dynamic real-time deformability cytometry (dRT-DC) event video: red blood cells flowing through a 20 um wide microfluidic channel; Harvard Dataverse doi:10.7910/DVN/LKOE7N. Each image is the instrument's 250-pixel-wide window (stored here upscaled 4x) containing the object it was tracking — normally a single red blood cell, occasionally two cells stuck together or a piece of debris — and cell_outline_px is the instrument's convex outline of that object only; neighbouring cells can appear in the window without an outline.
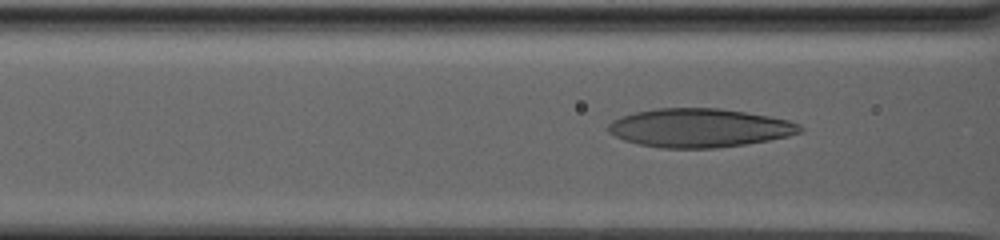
{"species": "human", "species_latin": "Homo sapiens", "temperature_condition": "warm", "stored_images_in_passage": 30, "camera_frame_rate_fps": 3000, "um_per_image_px": 0.085, "donor": {"sex": "male"}, "frame": {"image": 1, "passage_image": 6, "time_ms": 1.667, "image_size_px": [1000, 240], "cell_outline_px": [[804, 132], [788, 136], [768, 140], [744, 144], [716, 148], [664, 148], [640, 144], [624, 140], [608, 132], [608, 124], [612, 120], [620, 116], [636, 112], [656, 108], [720, 108], [768, 116], [788, 120], [800, 124], [804, 128]], "centroid_in_image_um": [59.46, 10.87], "position_along_channel_um": 107.1, "area_um2": 43.18}}
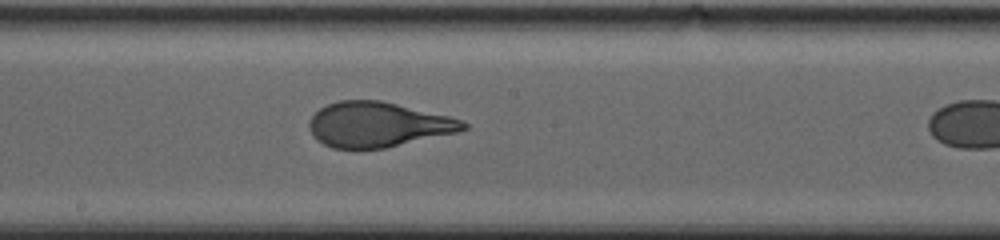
{"frame": {"image": 2, "passage_image": 19, "time_ms": 6.0, "image_size_px": [1000, 240], "cell_outline_px": [[468, 128], [456, 132], [384, 148], [332, 148], [316, 140], [312, 136], [308, 128], [308, 120], [320, 108], [328, 104], [340, 100], [380, 100], [448, 116], [464, 120], [468, 124]], "centroid_in_image_um": [32.08, 10.58], "position_along_channel_um": 216.1, "area_um2": 40.17}}
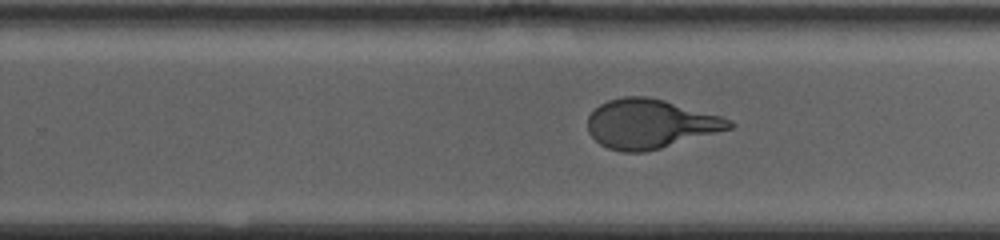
{"frame": {"image": 3, "passage_image": 26, "time_ms": 8.333, "image_size_px": [1000, 240], "cell_outline_px": [[736, 124], [732, 128], [660, 148], [644, 152], [620, 152], [608, 148], [600, 144], [588, 132], [588, 116], [600, 104], [608, 100], [624, 96], [648, 96], [664, 100], [720, 116], [732, 120]], "centroid_in_image_um": [55.24, 10.52], "position_along_channel_um": 274.6, "area_um2": 40.34}}